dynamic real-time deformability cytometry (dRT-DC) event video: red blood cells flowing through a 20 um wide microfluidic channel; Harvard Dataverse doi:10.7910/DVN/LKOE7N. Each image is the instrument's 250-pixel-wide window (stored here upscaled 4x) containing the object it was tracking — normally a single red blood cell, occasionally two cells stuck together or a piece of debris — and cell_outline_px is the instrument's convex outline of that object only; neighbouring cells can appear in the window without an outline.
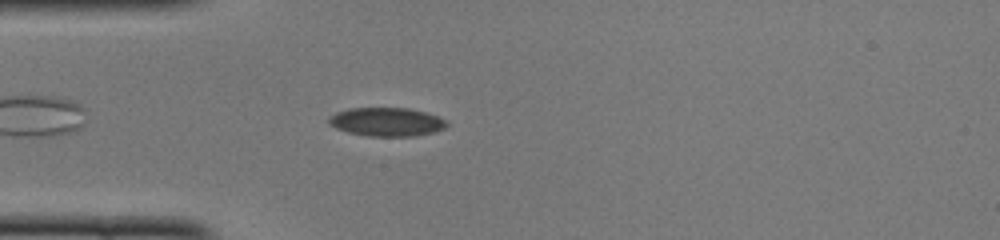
{"species": "common noctule bat (a hibernating species)", "species_latin": "Nyctalus noctula", "temperature_condition": "cold", "stored_images_in_passage": 42, "camera_frame_rate_fps": 3000, "um_per_image_px": 0.085, "animal": {"sex": "female", "body_mass_g": 22.0, "forearm_length_mm": 56.7}, "frame": {"image": 1, "passage_image": 5, "time_ms": 1.333, "image_size_px": [1000, 240], "cell_outline_px": [[448, 124], [444, 128], [432, 132], [416, 136], [368, 136], [348, 132], [336, 128], [328, 124], [328, 116], [336, 112], [352, 108], [408, 108], [424, 112], [448, 120]], "centroid_in_image_um": [32.84, 10.36], "position_along_channel_um": 52.2, "area_um2": 19.65}}
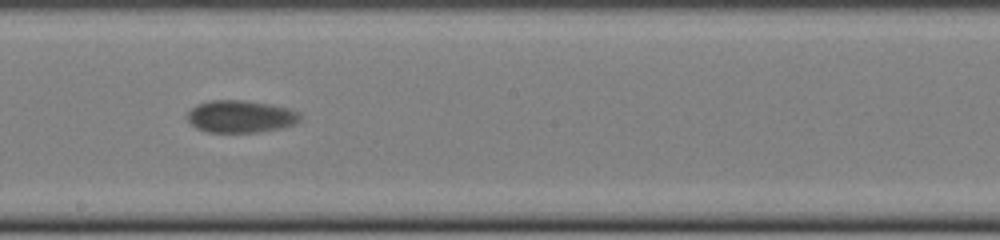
{"frame": {"image": 2, "passage_image": 19, "time_ms": 6.0, "image_size_px": [1000, 240], "cell_outline_px": [[300, 120], [292, 124], [280, 128], [256, 132], [208, 132], [196, 128], [188, 120], [188, 112], [196, 104], [208, 100], [244, 100], [272, 104], [288, 108], [300, 112]], "centroid_in_image_um": [20.44, 9.89], "position_along_channel_um": 227.8, "area_um2": 21.21}}
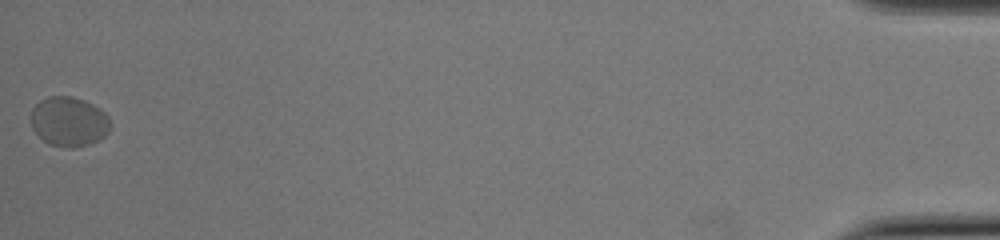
{"frame": {"image": 3, "passage_image": 42, "time_ms": 13.667, "image_size_px": [1000, 240], "cell_outline_px": [[112, 124], [108, 132], [104, 136], [88, 144], [72, 148], [68, 148], [48, 144], [32, 128], [32, 108], [40, 100], [48, 96], [72, 96], [84, 100], [100, 108], [108, 116]], "centroid_in_image_um": [5.87, 10.32], "position_along_channel_um": 429.3, "area_um2": 22.95}, "authors_computed_cell_mechanics": {"area_um2": 21.1548, "velocity_mm_per_s": 3.9169, "shape_relaxation_time_tau1_ms": 1.9374, "shape_relaxation_time_tau2_ms": null, "deformation_change_tau1": 0.0485, "deformation_change_tau2": null}}